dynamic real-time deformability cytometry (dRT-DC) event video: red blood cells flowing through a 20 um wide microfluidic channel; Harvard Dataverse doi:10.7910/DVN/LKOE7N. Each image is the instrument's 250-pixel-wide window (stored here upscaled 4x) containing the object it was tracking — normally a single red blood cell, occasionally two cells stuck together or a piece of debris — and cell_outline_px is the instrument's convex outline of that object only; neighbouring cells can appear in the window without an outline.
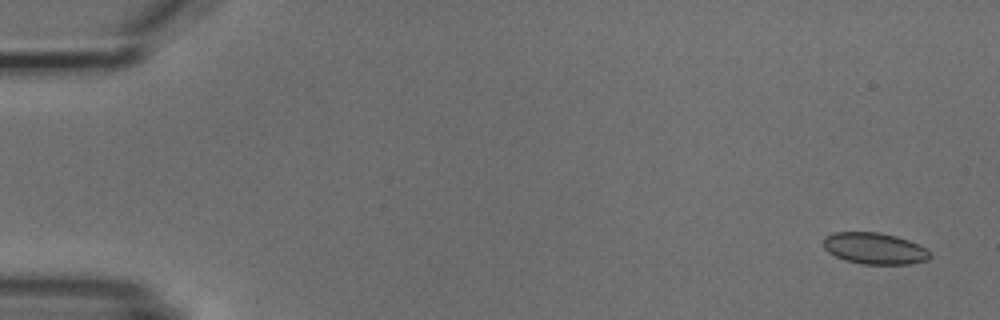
{"species": "common noctule bat (a hibernating species)", "species_latin": "Nyctalus noctula", "temperature_condition": "cold", "stored_images_in_passage": 5, "camera_frame_rate_fps": 3000, "um_per_image_px": 0.085, "animal": {"sex": "male", "body_mass_g": 18.8}, "frame": {"image": 1, "passage_image": 1, "time_ms": 0.0, "image_size_px": [1000, 320], "cell_outline_px": [[932, 256], [928, 260], [908, 264], [864, 264], [844, 260], [828, 252], [824, 248], [824, 236], [832, 232], [880, 232], [896, 236], [908, 240], [924, 248]], "centroid_in_image_um": [74.31, 21.11], "position_along_channel_um": 10.7, "area_um2": 19.48}}